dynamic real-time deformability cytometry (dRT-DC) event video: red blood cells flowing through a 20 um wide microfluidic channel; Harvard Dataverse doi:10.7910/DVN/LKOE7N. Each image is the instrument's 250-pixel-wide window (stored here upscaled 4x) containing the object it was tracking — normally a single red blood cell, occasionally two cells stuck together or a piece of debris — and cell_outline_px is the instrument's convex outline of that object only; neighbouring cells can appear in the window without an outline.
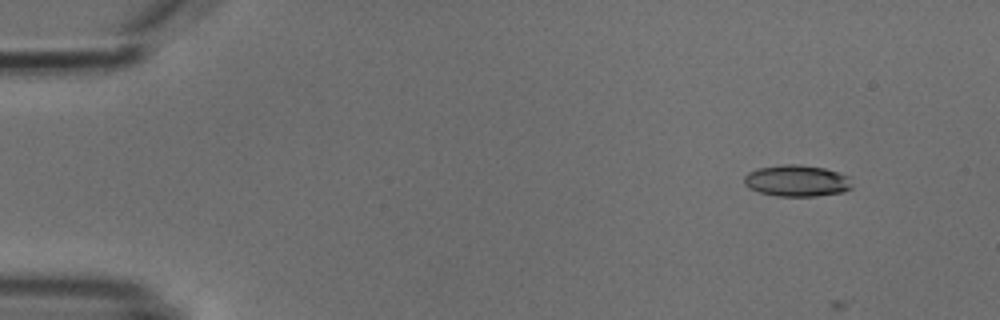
{"species": "common noctule bat (a hibernating species)", "species_latin": "Nyctalus noctula", "temperature_condition": "cold", "stored_images_in_passage": 5, "camera_frame_rate_fps": 3000, "um_per_image_px": 0.085, "animal": {"sex": "male", "body_mass_g": 18.8}, "frame": {"image": 1, "passage_image": 2, "time_ms": 1.333, "image_size_px": [1000, 320], "cell_outline_px": [[852, 188], [844, 192], [816, 196], [776, 196], [760, 192], [748, 188], [744, 184], [744, 176], [748, 172], [756, 168], [784, 164], [796, 164], [824, 168], [852, 176]], "centroid_in_image_um": [67.76, 15.36], "position_along_channel_um": 17.2, "area_um2": 20.11}}